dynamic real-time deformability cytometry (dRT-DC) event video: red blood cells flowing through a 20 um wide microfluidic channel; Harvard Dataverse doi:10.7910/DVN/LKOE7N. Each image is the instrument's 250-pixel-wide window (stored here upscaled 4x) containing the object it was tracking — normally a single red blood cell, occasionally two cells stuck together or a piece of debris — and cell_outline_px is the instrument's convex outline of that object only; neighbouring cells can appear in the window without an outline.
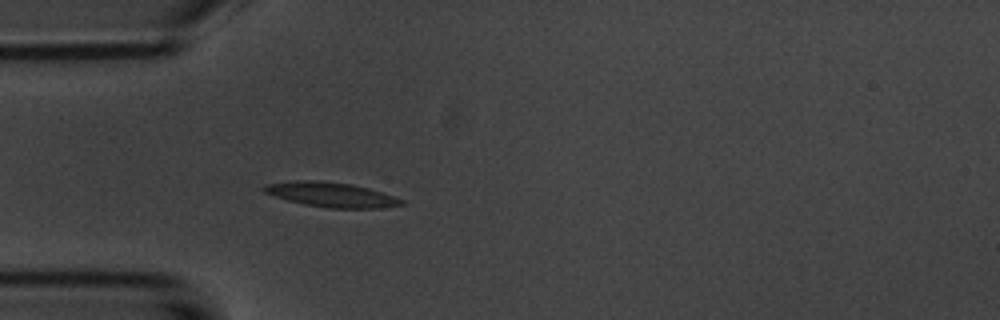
{"species": "common noctule bat (a hibernating species)", "species_latin": "Nyctalus noctula", "temperature_condition": "room temperature", "stored_images_in_passage": 3, "camera_frame_rate_fps": 3000, "um_per_image_px": 0.085, "animal": {"sex": "male", "body_mass_g": 20.1, "forearm_length_mm": 53.5}, "frame": {"image": 1, "passage_image": 3, "time_ms": 3.0, "image_size_px": [1000, 320], "cell_outline_px": [[408, 204], [380, 208], [328, 208], [304, 204], [288, 200], [264, 192], [260, 188], [264, 184], [296, 180], [320, 180], [352, 184], [368, 188], [404, 200]], "centroid_in_image_um": [28.14, 16.54], "position_along_channel_um": 56.9, "area_um2": 19.83}}